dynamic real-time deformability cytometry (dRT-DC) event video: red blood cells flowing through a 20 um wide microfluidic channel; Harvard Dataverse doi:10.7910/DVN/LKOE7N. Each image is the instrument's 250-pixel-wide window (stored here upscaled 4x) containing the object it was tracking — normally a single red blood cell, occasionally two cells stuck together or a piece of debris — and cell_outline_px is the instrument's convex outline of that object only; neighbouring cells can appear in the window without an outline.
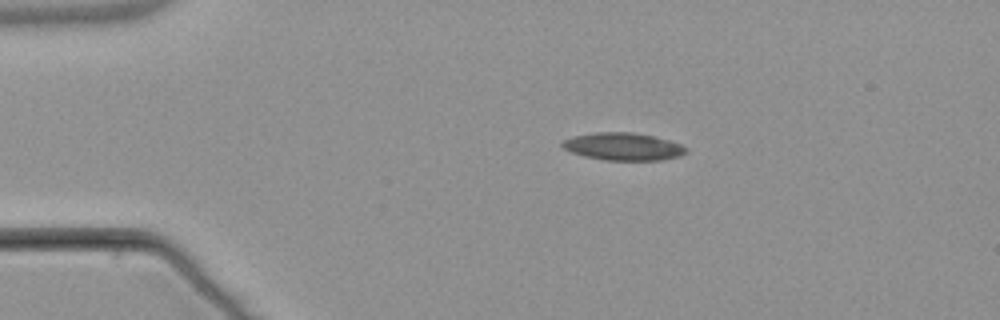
{"species": "common noctule bat (a hibernating species)", "species_latin": "Nyctalus noctula", "temperature_condition": "warm", "stored_images_in_passage": 6, "camera_frame_rate_fps": 3000, "um_per_image_px": 0.085, "animal": {"sex": "male", "body_mass_g": 21.5, "forearm_length_mm": 52.0}, "frame": {"image": 1, "passage_image": 2, "time_ms": 1.333, "image_size_px": [1000, 320], "cell_outline_px": [[688, 152], [680, 156], [664, 160], [604, 160], [584, 156], [572, 152], [564, 148], [560, 144], [564, 140], [572, 136], [596, 132], [632, 132], [656, 136], [680, 144], [688, 148]], "centroid_in_image_um": [53.0, 12.45], "position_along_channel_um": 32.0, "area_um2": 20.0}}
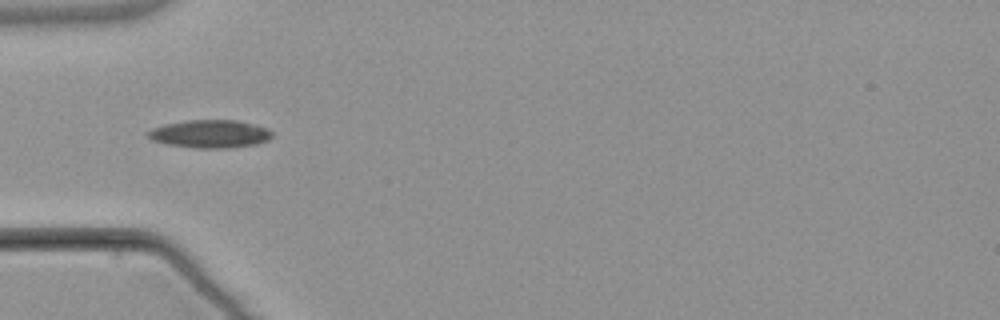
{"frame": {"image": 2, "passage_image": 4, "time_ms": 3.667, "image_size_px": [1000, 320], "cell_outline_px": [[272, 136], [268, 140], [256, 144], [228, 148], [196, 148], [168, 144], [152, 140], [148, 136], [148, 132], [152, 128], [164, 124], [188, 120], [236, 120], [256, 124], [268, 128], [272, 132]], "centroid_in_image_um": [17.88, 11.37], "position_along_channel_um": 67.1, "area_um2": 20.23}}
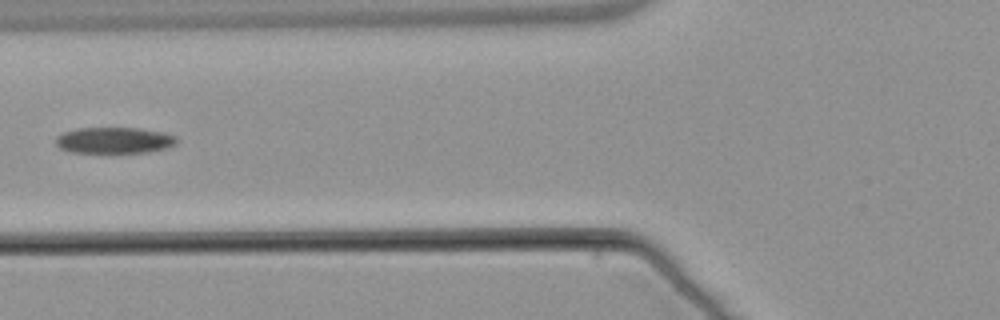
{"frame": {"image": 3, "passage_image": 5, "time_ms": 5.0, "image_size_px": [1000, 320], "cell_outline_px": [[176, 144], [164, 148], [148, 152], [72, 152], [60, 148], [56, 144], [56, 136], [64, 132], [80, 128], [140, 128], [160, 132], [176, 136]], "centroid_in_image_um": [9.69, 11.92], "position_along_channel_um": 116.1, "area_um2": 18.15}}